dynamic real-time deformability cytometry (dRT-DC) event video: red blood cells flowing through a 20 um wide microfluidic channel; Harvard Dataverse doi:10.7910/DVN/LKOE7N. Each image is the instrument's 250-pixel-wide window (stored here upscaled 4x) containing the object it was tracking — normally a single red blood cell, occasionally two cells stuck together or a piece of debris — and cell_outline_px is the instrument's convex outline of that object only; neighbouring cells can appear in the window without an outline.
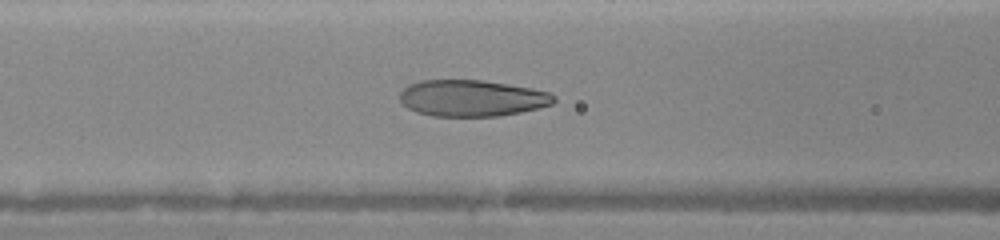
{"species": "human", "species_latin": "Homo sapiens", "temperature_condition": "warm", "stored_images_in_passage": 49, "camera_frame_rate_fps": 3000, "um_per_image_px": 0.085, "donor": {"sex": "female"}, "frame": {"image": 1, "passage_image": 21, "time_ms": 6.333, "image_size_px": [1000, 240], "cell_outline_px": [[556, 100], [552, 104], [520, 112], [500, 116], [432, 116], [416, 112], [408, 108], [400, 100], [400, 92], [408, 84], [420, 80], [480, 80], [528, 88], [548, 92], [556, 96]], "centroid_in_image_um": [40.07, 8.35], "position_along_channel_um": 126.5, "area_um2": 32.48}}
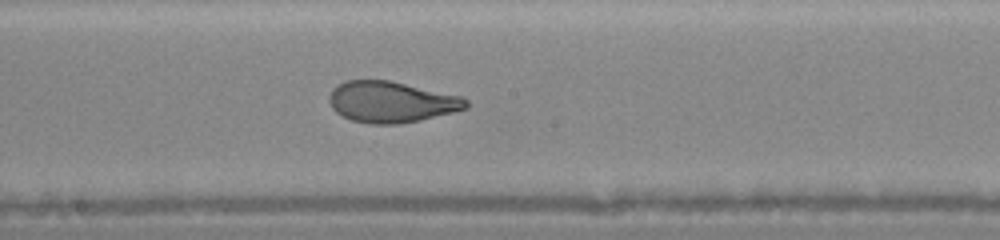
{"frame": {"image": 2, "passage_image": 31, "time_ms": 8.333, "image_size_px": [1000, 240], "cell_outline_px": [[468, 108], [420, 120], [400, 124], [368, 124], [352, 120], [336, 112], [332, 108], [328, 100], [332, 88], [336, 84], [348, 80], [388, 80], [464, 96], [468, 100]], "centroid_in_image_um": [33.26, 8.66], "position_along_channel_um": 214.9, "area_um2": 32.95}}
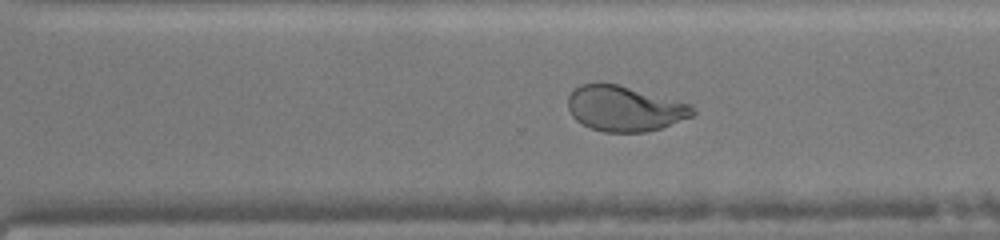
{"frame": {"image": 3, "passage_image": 44, "time_ms": 10.667, "image_size_px": [1000, 240], "cell_outline_px": [[696, 112], [692, 116], [660, 128], [644, 132], [604, 132], [592, 128], [576, 120], [572, 116], [568, 108], [568, 96], [576, 88], [584, 84], [616, 84], [692, 104]], "centroid_in_image_um": [53.11, 9.24], "position_along_channel_um": 317.5, "area_um2": 32.48}}